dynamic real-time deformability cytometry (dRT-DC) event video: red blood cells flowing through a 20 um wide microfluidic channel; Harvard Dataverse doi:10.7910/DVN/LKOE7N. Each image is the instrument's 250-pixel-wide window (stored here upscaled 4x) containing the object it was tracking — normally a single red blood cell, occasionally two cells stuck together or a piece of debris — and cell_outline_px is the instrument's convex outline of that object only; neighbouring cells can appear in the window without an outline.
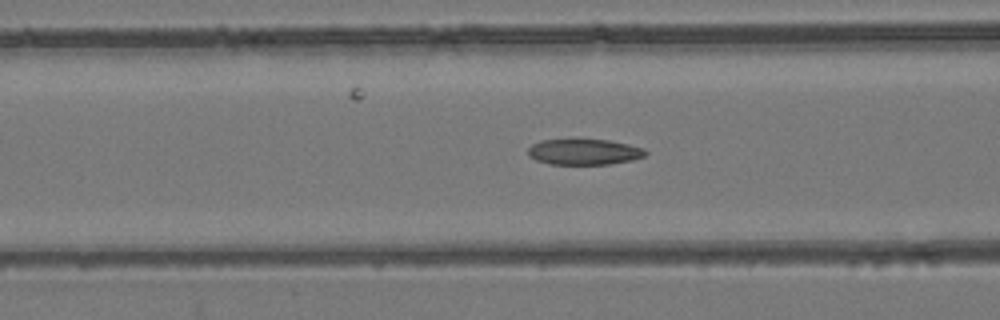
{"species": "common noctule bat (a hibernating species)", "species_latin": "Nyctalus noctula", "temperature_condition": "room temperature", "stored_images_in_passage": 54, "camera_frame_rate_fps": 3000, "um_per_image_px": 0.085, "animal": {"sex": "female", "body_mass_g": 24.6, "forearm_length_mm": 56.2}, "frame": {"image": 1, "passage_image": 22, "time_ms": 7.0, "image_size_px": [1000, 320], "cell_outline_px": [[648, 152], [644, 156], [632, 160], [608, 164], [548, 164], [536, 160], [528, 156], [528, 148], [532, 144], [540, 140], [608, 140], [628, 144], [644, 148]], "centroid_in_image_um": [49.63, 12.91], "position_along_channel_um": 117.0, "area_um2": 17.57}}
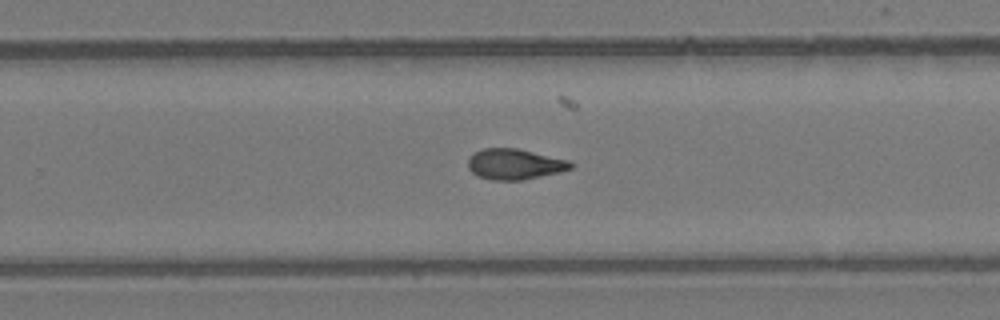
{"frame": {"image": 2, "passage_image": 35, "time_ms": 11.333, "image_size_px": [1000, 320], "cell_outline_px": [[572, 168], [560, 172], [520, 180], [492, 180], [476, 176], [468, 168], [468, 160], [476, 152], [484, 148], [516, 148], [572, 160]], "centroid_in_image_um": [43.77, 13.95], "position_along_channel_um": 286.0, "area_um2": 18.32}}
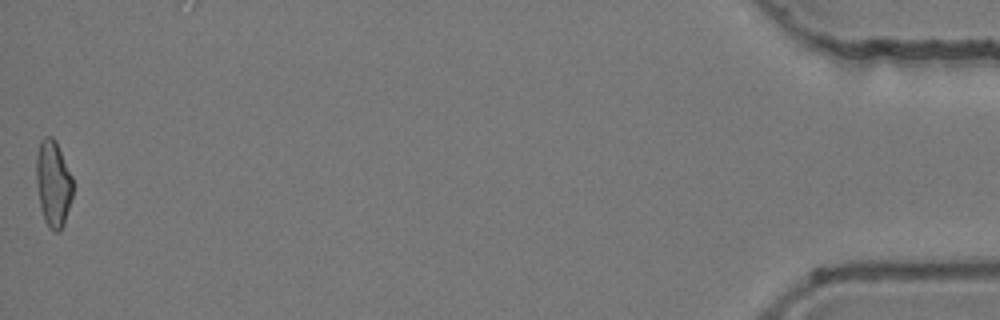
{"frame": {"image": 3, "passage_image": 54, "time_ms": 17.667, "image_size_px": [1000, 320], "cell_outline_px": [[72, 196], [64, 224], [60, 232], [56, 232], [48, 228], [44, 220], [40, 208], [36, 180], [36, 156], [40, 140], [44, 136], [52, 136], [56, 140], [72, 176]], "centroid_in_image_um": [4.51, 15.6], "position_along_channel_um": 430.7, "area_um2": 18.61}, "authors_computed_cell_mechanics": {"area_um2": 18.5827, "velocity_mm_per_s": 3.9062, "shape_relaxation_time_tau1_ms": null, "shape_relaxation_time_tau2_ms": 2.6036, "deformation_change_tau1": null, "deformation_change_tau2": 0.0894}}